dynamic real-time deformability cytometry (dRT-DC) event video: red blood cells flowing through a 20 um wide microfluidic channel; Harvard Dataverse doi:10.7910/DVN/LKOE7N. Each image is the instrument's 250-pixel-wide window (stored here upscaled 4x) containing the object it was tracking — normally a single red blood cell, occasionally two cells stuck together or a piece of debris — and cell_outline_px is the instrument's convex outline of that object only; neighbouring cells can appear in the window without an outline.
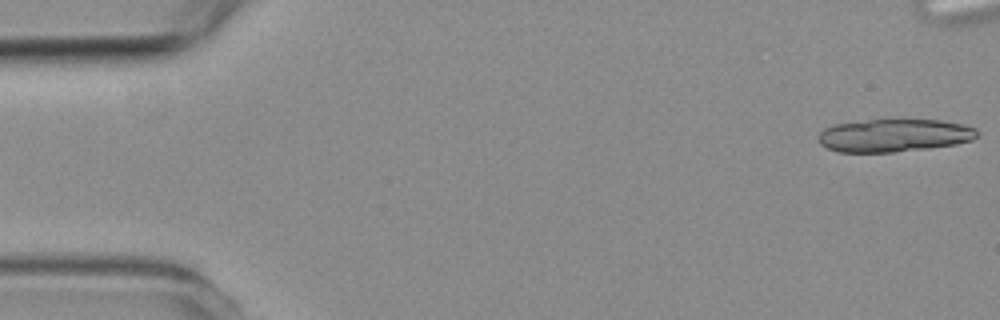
{"species": "common noctule bat (a hibernating species)", "species_latin": "Nyctalus noctula", "temperature_condition": "room temperature", "stored_images_in_passage": 3, "camera_frame_rate_fps": 3000, "um_per_image_px": 0.085, "animal": {"sex": "female", "body_mass_g": 19.3, "forearm_length_mm": 54.1}, "frame": {"image": 1, "passage_image": 1, "time_ms": 0.0, "image_size_px": [1000, 320], "cell_outline_px": [[980, 132], [972, 140], [956, 144], [928, 148], [892, 152], [840, 152], [828, 148], [820, 144], [820, 132], [824, 128], [836, 124], [868, 120], [940, 120], [964, 124], [976, 128]], "centroid_in_image_um": [76.04, 11.51], "position_along_channel_um": 9.0, "area_um2": 30.23}}